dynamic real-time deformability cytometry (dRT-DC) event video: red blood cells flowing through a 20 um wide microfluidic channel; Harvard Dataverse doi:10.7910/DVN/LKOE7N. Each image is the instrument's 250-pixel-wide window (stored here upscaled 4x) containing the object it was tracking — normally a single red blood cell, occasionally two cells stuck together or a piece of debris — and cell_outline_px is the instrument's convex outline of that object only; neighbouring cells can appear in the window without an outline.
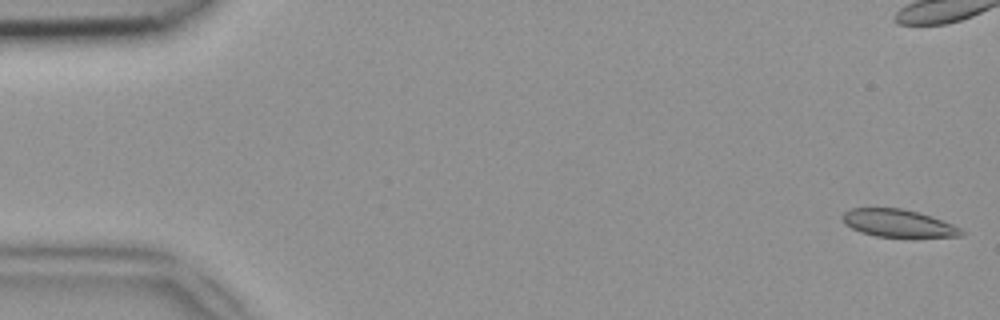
{"species": "common noctule bat (a hibernating species)", "species_latin": "Nyctalus noctula", "temperature_condition": "room temperature", "stored_images_in_passage": 13, "camera_frame_rate_fps": 3000, "um_per_image_px": 0.085, "animal": {"sex": "female", "body_mass_g": 18.4}, "frame": {"image": 1, "passage_image": 1, "time_ms": 0.0, "image_size_px": [1000, 320], "cell_outline_px": [[964, 232], [960, 236], [876, 236], [860, 232], [844, 224], [844, 212], [852, 208], [900, 208], [920, 212], [932, 216], [952, 224], [960, 228]], "centroid_in_image_um": [76.33, 18.95], "position_along_channel_um": 8.7, "area_um2": 18.73}}